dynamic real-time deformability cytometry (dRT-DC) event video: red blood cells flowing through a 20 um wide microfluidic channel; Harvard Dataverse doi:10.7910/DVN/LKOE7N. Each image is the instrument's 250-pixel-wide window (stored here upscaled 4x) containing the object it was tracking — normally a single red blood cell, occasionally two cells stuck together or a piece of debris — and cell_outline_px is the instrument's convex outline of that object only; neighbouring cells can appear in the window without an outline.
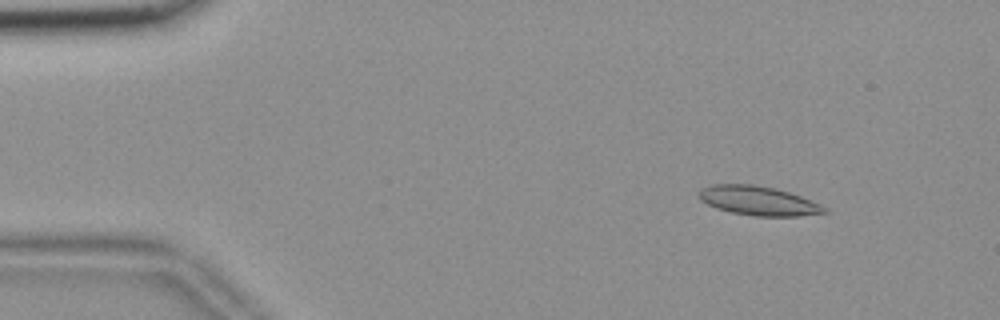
{"species": "common noctule bat (a hibernating species)", "species_latin": "Nyctalus noctula", "temperature_condition": "room temperature", "stored_images_in_passage": 55, "camera_frame_rate_fps": 3000, "um_per_image_px": 0.085, "animal": {"sex": "female", "body_mass_g": 18.4}, "frame": {"image": 1, "passage_image": 7, "time_ms": 2.0, "image_size_px": [1000, 320], "cell_outline_px": [[832, 212], [800, 216], [756, 216], [732, 212], [716, 208], [700, 200], [696, 196], [700, 188], [712, 184], [752, 184], [776, 188], [800, 196], [820, 204], [828, 208]], "centroid_in_image_um": [64.46, 17.06], "position_along_channel_um": 20.5, "area_um2": 21.56}}
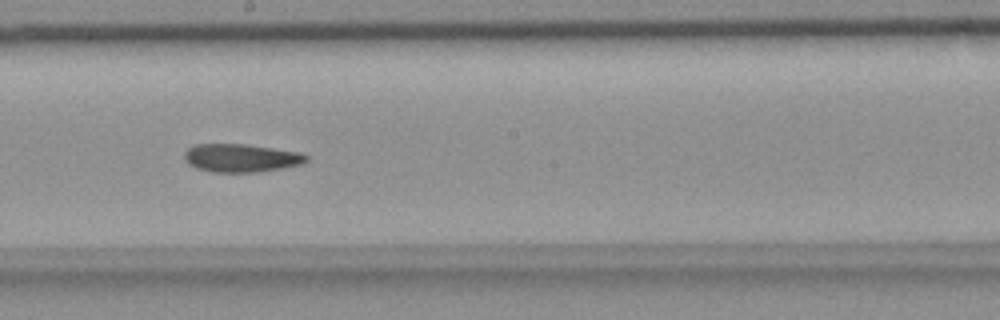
{"frame": {"image": 2, "passage_image": 31, "time_ms": 10.0, "image_size_px": [1000, 320], "cell_outline_px": [[308, 160], [304, 164], [256, 172], [212, 172], [196, 168], [188, 164], [184, 160], [184, 152], [192, 144], [244, 144], [300, 152], [308, 156]], "centroid_in_image_um": [20.46, 13.42], "position_along_channel_um": 227.7, "area_um2": 20.11}}
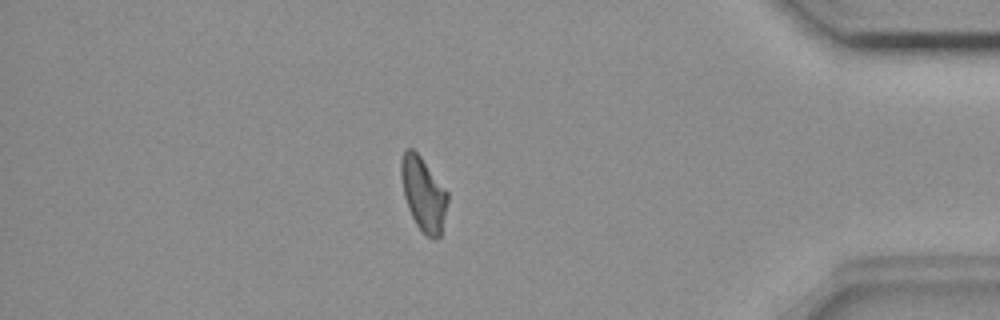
{"frame": {"image": 3, "passage_image": 48, "time_ms": 15.667, "image_size_px": [1000, 320], "cell_outline_px": [[448, 200], [440, 236], [432, 240], [416, 224], [408, 208], [404, 196], [400, 176], [400, 160], [404, 152], [408, 148], [412, 148], [420, 156], [448, 192]], "centroid_in_image_um": [35.97, 16.47], "position_along_channel_um": 399.2, "area_um2": 19.77}}